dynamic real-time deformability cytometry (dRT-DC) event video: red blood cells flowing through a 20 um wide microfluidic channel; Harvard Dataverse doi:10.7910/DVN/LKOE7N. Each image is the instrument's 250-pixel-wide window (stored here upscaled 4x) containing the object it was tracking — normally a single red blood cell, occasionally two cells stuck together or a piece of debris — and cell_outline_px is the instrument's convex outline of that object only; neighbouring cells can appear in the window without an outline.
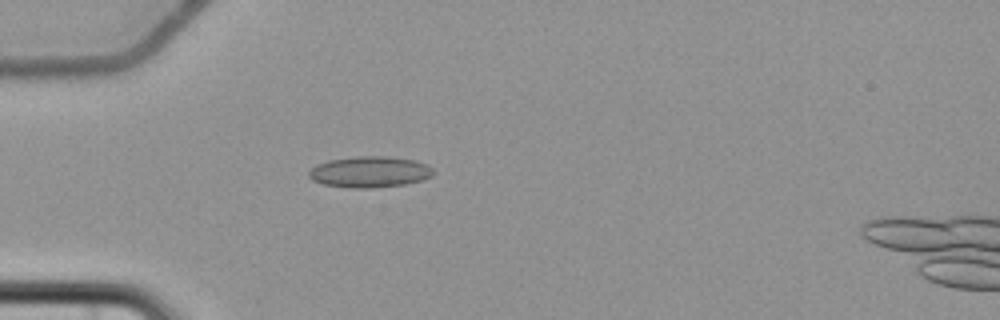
{"species": "common noctule bat (a hibernating species)", "species_latin": "Nyctalus noctula", "temperature_condition": "cold", "stored_images_in_passage": 4, "camera_frame_rate_fps": 3000, "um_per_image_px": 0.085, "animal": {"sex": "female", "body_mass_g": 22.7, "forearm_length_mm": 54.2}, "frame": {"image": 1, "passage_image": 4, "time_ms": 4.667, "image_size_px": [1000, 320], "cell_outline_px": [[436, 172], [432, 176], [424, 180], [404, 184], [372, 188], [348, 188], [324, 184], [312, 180], [308, 176], [308, 172], [316, 164], [328, 160], [356, 156], [384, 156], [412, 160], [428, 164]], "centroid_in_image_um": [31.43, 14.61], "position_along_channel_um": 53.6, "area_um2": 22.72}}